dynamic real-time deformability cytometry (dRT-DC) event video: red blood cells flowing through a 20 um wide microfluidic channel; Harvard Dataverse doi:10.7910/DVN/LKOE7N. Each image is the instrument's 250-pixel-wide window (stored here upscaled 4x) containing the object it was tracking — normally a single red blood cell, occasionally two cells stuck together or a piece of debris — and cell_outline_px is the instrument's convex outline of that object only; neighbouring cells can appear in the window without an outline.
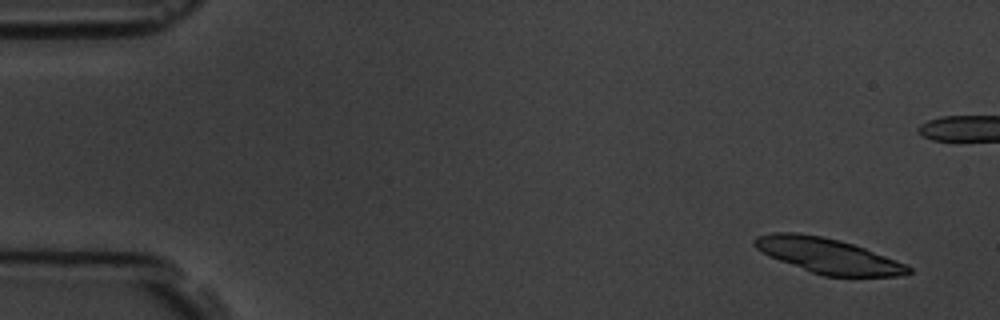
{"species": "common noctule bat (a hibernating species)", "species_latin": "Nyctalus noctula", "temperature_condition": "room temperature", "stored_images_in_passage": 7, "camera_frame_rate_fps": 3000, "um_per_image_px": 0.085, "animal": {"sex": "male", "body_mass_g": 19.5, "forearm_length_mm": 54.6}, "frame": {"image": 1, "passage_image": 1, "time_ms": 0.0, "image_size_px": [1000, 320], "cell_outline_px": [[912, 272], [896, 276], [824, 276], [812, 272], [768, 256], [756, 248], [752, 244], [752, 240], [756, 236], [772, 232], [796, 232], [824, 236], [840, 240], [864, 248], [896, 260], [912, 268]], "centroid_in_image_um": [70.32, 21.72], "position_along_channel_um": 14.7, "area_um2": 31.33}}